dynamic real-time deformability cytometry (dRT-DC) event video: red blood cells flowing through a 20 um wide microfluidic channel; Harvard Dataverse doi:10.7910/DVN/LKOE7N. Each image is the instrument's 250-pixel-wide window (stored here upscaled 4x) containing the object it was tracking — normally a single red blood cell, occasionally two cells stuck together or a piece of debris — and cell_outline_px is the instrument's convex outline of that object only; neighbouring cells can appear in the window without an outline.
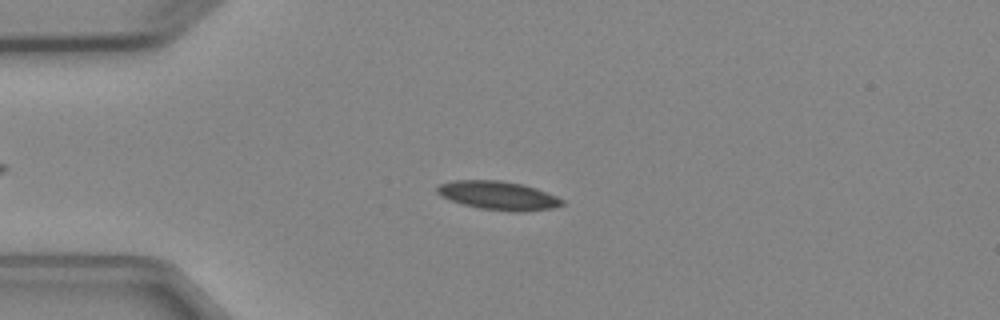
{"species": "Egyptian fruit bat (a non-hibernating species)", "species_latin": "Rousettus aegyptiacus", "temperature_condition": "cold", "stored_images_in_passage": 6, "camera_frame_rate_fps": 3000, "um_per_image_px": 0.085, "animal": {"sex": "female"}, "frame": {"image": 1, "passage_image": 4, "time_ms": 3.667, "image_size_px": [1000, 320], "cell_outline_px": [[564, 204], [552, 208], [520, 212], [512, 212], [480, 208], [464, 204], [440, 196], [436, 192], [436, 188], [440, 184], [452, 180], [500, 180], [524, 184], [536, 188], [556, 196], [564, 200]], "centroid_in_image_um": [42.35, 16.61], "position_along_channel_um": 42.6, "area_um2": 20.87}}